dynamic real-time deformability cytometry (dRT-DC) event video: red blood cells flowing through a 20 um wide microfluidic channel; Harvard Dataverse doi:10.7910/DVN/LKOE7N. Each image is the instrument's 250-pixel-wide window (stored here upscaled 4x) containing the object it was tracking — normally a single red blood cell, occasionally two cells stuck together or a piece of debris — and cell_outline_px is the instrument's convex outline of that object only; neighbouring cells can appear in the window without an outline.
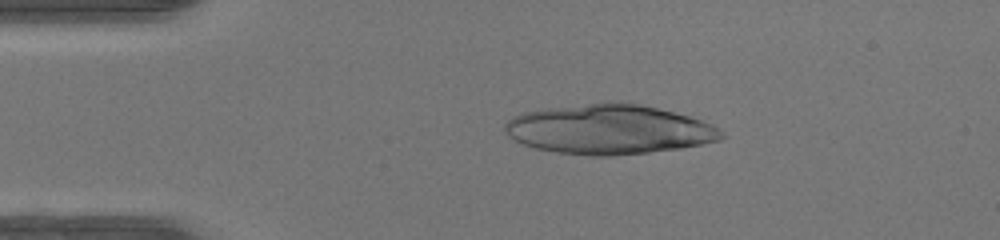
{"species": "human", "species_latin": "Homo sapiens", "temperature_condition": "warm", "stored_images_in_passage": 46, "camera_frame_rate_fps": 3000, "um_per_image_px": 0.085, "donor": {"sex": "female"}, "frame": {"image": 1, "passage_image": 9, "time_ms": 2.667, "image_size_px": [1000, 240], "cell_outline_px": [[724, 136], [720, 140], [704, 144], [680, 148], [648, 152], [612, 156], [588, 156], [556, 152], [536, 148], [512, 140], [504, 132], [504, 124], [512, 116], [524, 112], [608, 100], [616, 100], [640, 104], [688, 116], [712, 124]], "centroid_in_image_um": [51.72, 10.99], "position_along_channel_um": 33.3, "area_um2": 62.77}}